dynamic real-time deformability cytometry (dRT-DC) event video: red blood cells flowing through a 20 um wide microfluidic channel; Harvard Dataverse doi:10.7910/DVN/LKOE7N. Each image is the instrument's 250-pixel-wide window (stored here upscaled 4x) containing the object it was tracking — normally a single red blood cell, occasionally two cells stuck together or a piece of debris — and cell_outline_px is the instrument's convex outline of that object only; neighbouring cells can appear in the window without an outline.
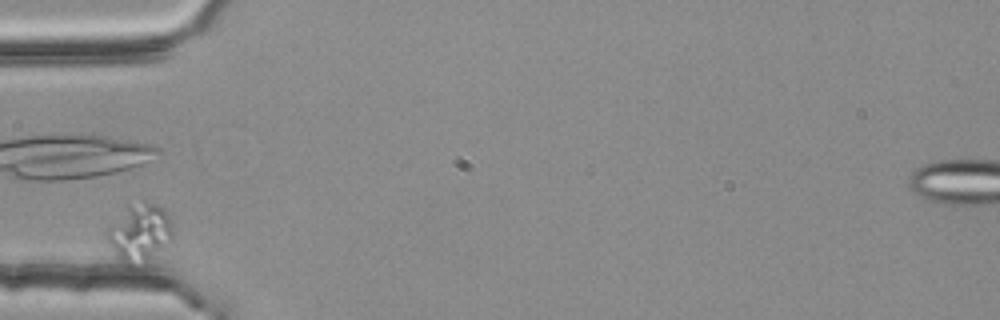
{"species": "common noctule bat (a hibernating species)", "species_latin": "Nyctalus noctula", "temperature_condition": "room temperature", "stored_images_in_passage": 7, "camera_frame_rate_fps": 3000, "um_per_image_px": 0.085, "animal": {"sex": "female", "body_mass_g": 25.1}, "frame": {"image": 1, "passage_image": 5, "time_ms": 1.333, "image_size_px": [1000, 320], "cell_outline_px": [[172, 236], [148, 260], [132, 268], [124, 264], [116, 256], [108, 240], [108, 228], [128, 204], [144, 200], [164, 208], [168, 212], [172, 220]], "centroid_in_image_um": [11.87, 19.75], "position_along_channel_um": 73.1, "area_um2": 21.91}}